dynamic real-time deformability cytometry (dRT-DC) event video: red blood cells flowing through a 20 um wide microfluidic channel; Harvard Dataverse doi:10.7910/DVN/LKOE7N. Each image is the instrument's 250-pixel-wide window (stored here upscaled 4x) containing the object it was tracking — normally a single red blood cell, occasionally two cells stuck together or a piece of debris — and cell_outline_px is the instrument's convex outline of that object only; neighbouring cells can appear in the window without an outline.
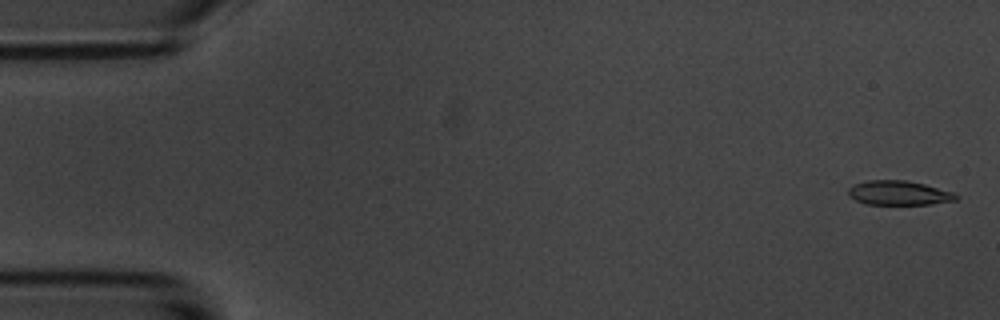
{"species": "common noctule bat (a hibernating species)", "species_latin": "Nyctalus noctula", "temperature_condition": "room temperature", "stored_images_in_passage": 56, "camera_frame_rate_fps": 3000, "um_per_image_px": 0.085, "animal": {"sex": "male", "body_mass_g": 20.1, "forearm_length_mm": 53.5}, "frame": {"image": 1, "passage_image": 2, "time_ms": 0.333, "image_size_px": [1000, 320], "cell_outline_px": [[960, 196], [956, 200], [932, 204], [864, 204], [848, 196], [848, 188], [852, 184], [868, 180], [904, 180], [924, 184], [956, 192]], "centroid_in_image_um": [76.41, 16.4], "position_along_channel_um": 8.6, "area_um2": 15.49}}
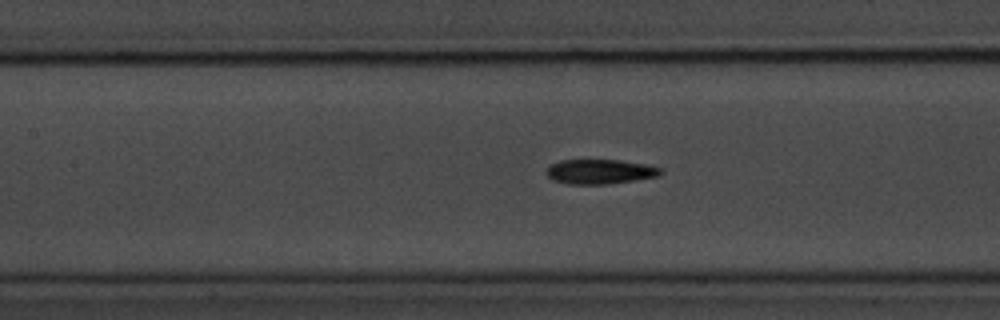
{"frame": {"image": 2, "passage_image": 25, "time_ms": 8.0, "image_size_px": [1000, 320], "cell_outline_px": [[664, 172], [660, 176], [608, 184], [568, 184], [552, 180], [548, 176], [548, 168], [552, 164], [560, 160], [620, 160], [648, 164], [664, 168]], "centroid_in_image_um": [51.08, 14.59], "position_along_channel_um": 156.3, "area_um2": 16.53}}
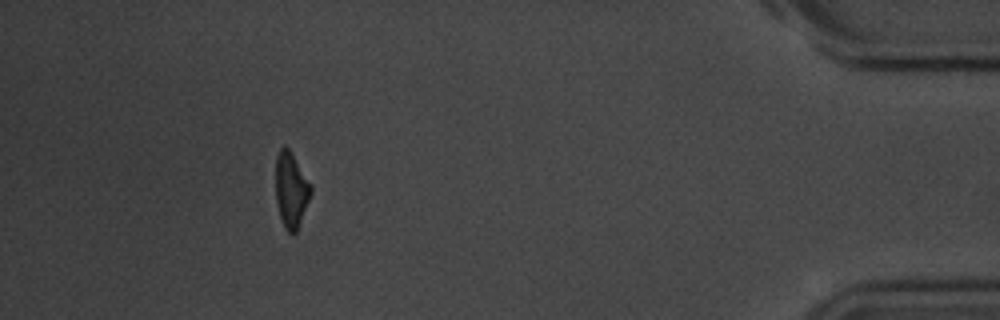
{"frame": {"image": 3, "passage_image": 51, "time_ms": 16.667, "image_size_px": [1000, 320], "cell_outline_px": [[312, 192], [296, 232], [292, 236], [284, 228], [280, 220], [276, 200], [276, 156], [280, 148], [284, 144], [288, 148], [312, 184]], "centroid_in_image_um": [24.74, 16.16], "position_along_channel_um": 410.5, "area_um2": 15.61}, "authors_computed_cell_mechanics": {"area_um2": 16.2418, "velocity_mm_per_s": 3.6121, "shape_relaxation_time_tau1_ms": 4.5291, "shape_relaxation_time_tau2_ms": 2.9056, "deformation_change_tau1": 0.17, "deformation_change_tau2": 0.1194}}